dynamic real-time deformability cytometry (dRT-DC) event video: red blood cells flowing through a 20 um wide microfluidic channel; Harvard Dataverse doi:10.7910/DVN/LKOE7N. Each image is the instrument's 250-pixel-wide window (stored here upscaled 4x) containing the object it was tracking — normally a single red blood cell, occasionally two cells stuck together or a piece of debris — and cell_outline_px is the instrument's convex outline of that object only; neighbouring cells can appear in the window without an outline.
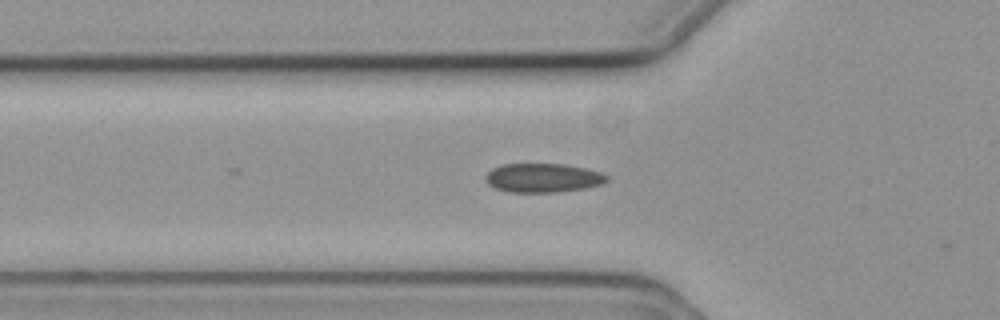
{"species": "common noctule bat (a hibernating species)", "species_latin": "Nyctalus noctula", "temperature_condition": "cold", "stored_images_in_passage": 23, "camera_frame_rate_fps": 3000, "um_per_image_px": 0.085, "animal": {"sex": "female", "body_mass_g": 19.3, "forearm_length_mm": 54.1}, "frame": {"image": 1, "passage_image": 2, "time_ms": 0.333, "image_size_px": [1000, 320], "cell_outline_px": [[608, 180], [604, 184], [584, 188], [556, 192], [508, 192], [496, 188], [488, 184], [484, 180], [484, 176], [492, 168], [504, 164], [564, 164], [584, 168], [600, 172], [608, 176]], "centroid_in_image_um": [46.13, 15.12], "position_along_channel_um": 79.7, "area_um2": 20.52}}
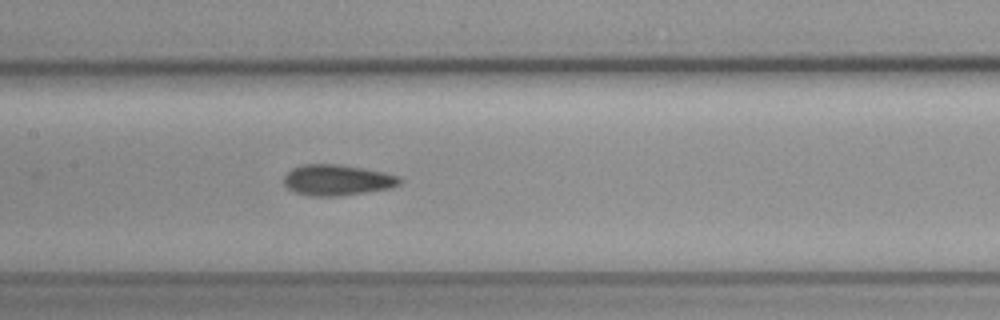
{"frame": {"image": 2, "passage_image": 10, "time_ms": 3.0, "image_size_px": [1000, 320], "cell_outline_px": [[404, 180], [400, 184], [392, 188], [340, 196], [308, 196], [296, 192], [288, 188], [284, 184], [284, 176], [292, 168], [304, 164], [340, 164], [364, 168], [384, 172], [400, 176]], "centroid_in_image_um": [28.7, 15.3], "position_along_channel_um": 178.7, "area_um2": 21.04}}
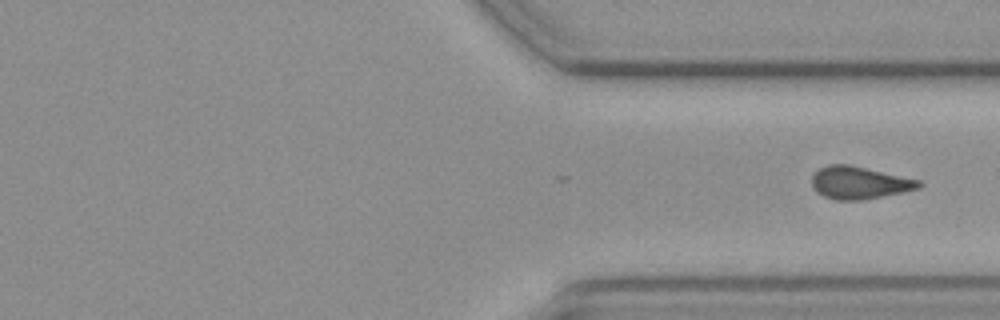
{"frame": {"image": 3, "passage_image": 23, "time_ms": 7.333, "image_size_px": [1000, 320], "cell_outline_px": [[924, 184], [920, 188], [904, 192], [860, 200], [836, 200], [824, 196], [816, 192], [812, 188], [812, 176], [820, 168], [828, 164], [848, 164], [920, 180]], "centroid_in_image_um": [73.04, 15.53], "position_along_channel_um": 338.4, "area_um2": 20.23}}